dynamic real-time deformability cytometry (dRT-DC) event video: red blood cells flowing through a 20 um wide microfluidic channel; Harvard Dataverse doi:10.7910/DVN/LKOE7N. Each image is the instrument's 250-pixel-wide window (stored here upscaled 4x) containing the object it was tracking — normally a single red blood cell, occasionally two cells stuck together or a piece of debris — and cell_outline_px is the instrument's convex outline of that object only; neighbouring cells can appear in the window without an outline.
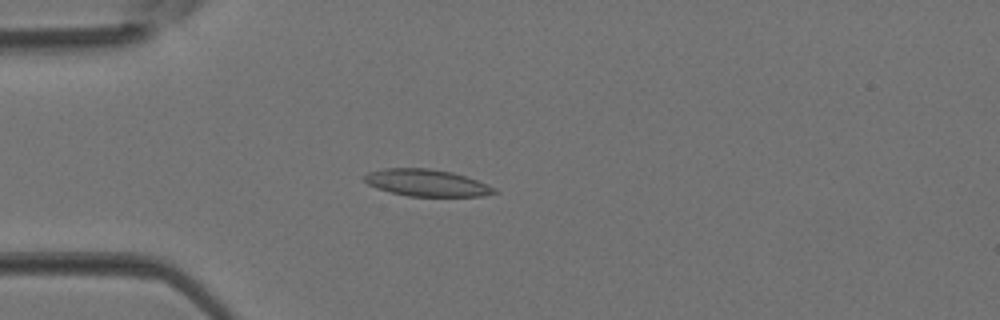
{"species": "Egyptian fruit bat (a non-hibernating species)", "species_latin": "Rousettus aegyptiacus", "temperature_condition": "room temperature", "stored_images_in_passage": 3, "camera_frame_rate_fps": 3000, "um_per_image_px": 0.085, "animal": {"sex": "female"}, "frame": {"image": 1, "passage_image": 3, "time_ms": 0.667, "image_size_px": [1000, 320], "cell_outline_px": [[500, 192], [484, 196], [408, 196], [376, 188], [368, 184], [364, 180], [364, 176], [368, 172], [384, 168], [428, 168], [452, 172], [488, 184], [496, 188]], "centroid_in_image_um": [36.29, 15.54], "position_along_channel_um": 48.7, "area_um2": 20.35}}